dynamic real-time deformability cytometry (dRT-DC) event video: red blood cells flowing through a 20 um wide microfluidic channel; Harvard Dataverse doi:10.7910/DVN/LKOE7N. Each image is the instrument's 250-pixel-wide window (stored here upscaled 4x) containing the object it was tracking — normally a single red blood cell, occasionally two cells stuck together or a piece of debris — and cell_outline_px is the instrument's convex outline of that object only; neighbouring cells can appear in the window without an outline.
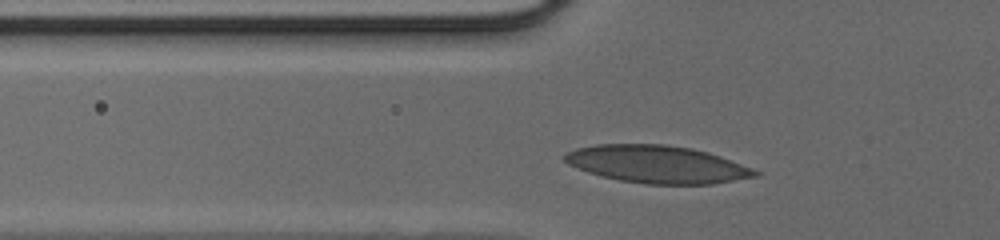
{"species": "human", "species_latin": "Homo sapiens", "temperature_condition": "cold", "stored_images_in_passage": 28, "camera_frame_rate_fps": 3000, "um_per_image_px": 0.085, "donor": {"sex": "male"}, "frame": {"image": 1, "passage_image": 4, "time_ms": 1.0, "image_size_px": [1000, 240], "cell_outline_px": [[760, 176], [712, 184], [644, 184], [620, 180], [588, 172], [576, 168], [568, 164], [564, 160], [564, 156], [568, 152], [576, 148], [596, 144], [664, 144], [692, 148], [708, 152], [720, 156], [752, 168], [760, 172]], "centroid_in_image_um": [55.88, 13.96], "position_along_channel_um": 69.9, "area_um2": 41.62}}
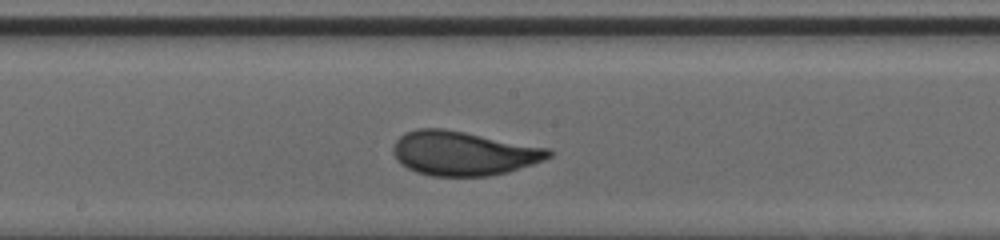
{"frame": {"image": 2, "passage_image": 14, "time_ms": 4.333, "image_size_px": [1000, 240], "cell_outline_px": [[552, 156], [544, 160], [508, 172], [488, 176], [432, 176], [416, 172], [400, 164], [396, 160], [392, 152], [392, 148], [396, 140], [400, 136], [416, 128], [444, 128], [552, 148]], "centroid_in_image_um": [39.39, 13.02], "position_along_channel_um": 208.8, "area_um2": 40.4}}
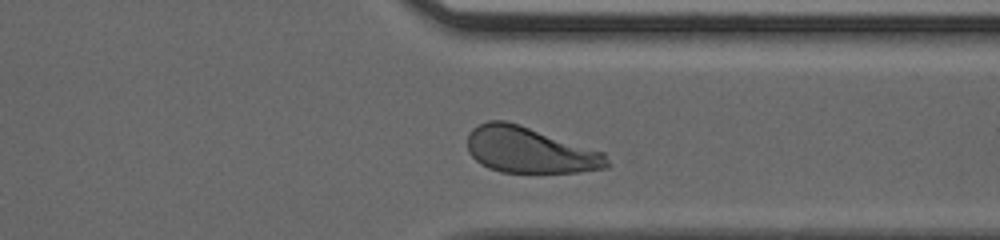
{"frame": {"image": 3, "passage_image": 25, "time_ms": 8.0, "image_size_px": [1000, 240], "cell_outline_px": [[608, 168], [580, 172], [500, 172], [488, 168], [480, 164], [468, 152], [468, 132], [472, 128], [488, 120], [508, 120], [604, 152], [608, 160]], "centroid_in_image_um": [45.01, 12.75], "position_along_channel_um": 366.4, "area_um2": 37.57}}